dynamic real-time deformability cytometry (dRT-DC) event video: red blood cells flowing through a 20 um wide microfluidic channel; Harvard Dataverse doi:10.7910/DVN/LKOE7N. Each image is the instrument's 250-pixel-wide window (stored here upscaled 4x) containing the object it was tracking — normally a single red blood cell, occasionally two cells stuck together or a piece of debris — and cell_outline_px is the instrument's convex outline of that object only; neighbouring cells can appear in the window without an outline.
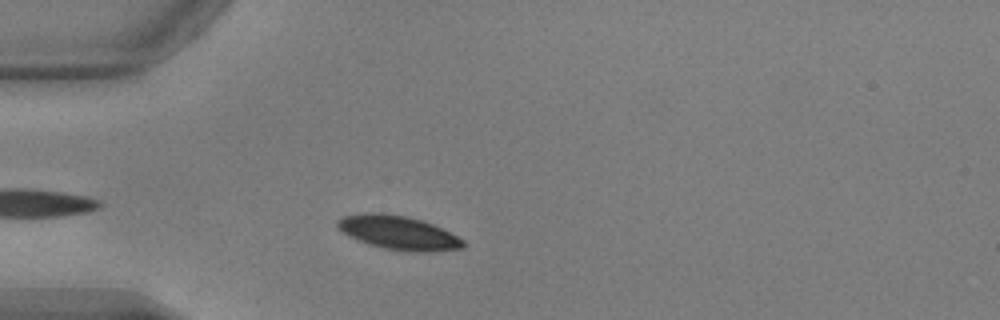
{"species": "common noctule bat (a hibernating species)", "species_latin": "Nyctalus noctula", "temperature_condition": "warm", "stored_images_in_passage": 38, "camera_frame_rate_fps": 3000, "um_per_image_px": 0.085, "animal": {"sex": "male", "body_mass_g": 17.9, "forearm_length_mm": 54.2}, "frame": {"image": 1, "passage_image": 4, "time_ms": 1.0, "image_size_px": [1000, 320], "cell_outline_px": [[464, 248], [432, 252], [412, 252], [384, 248], [368, 244], [348, 236], [340, 232], [336, 228], [336, 220], [344, 216], [364, 212], [380, 212], [408, 216], [432, 224], [464, 240]], "centroid_in_image_um": [33.8, 19.77], "position_along_channel_um": 51.2, "area_um2": 24.97}}
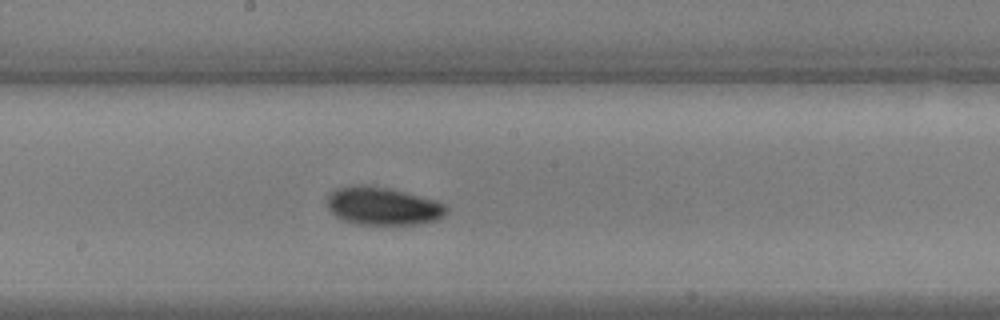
{"frame": {"image": 2, "passage_image": 18, "time_ms": 5.667, "image_size_px": [1000, 320], "cell_outline_px": [[448, 212], [440, 220], [416, 224], [356, 224], [344, 220], [336, 216], [328, 208], [328, 196], [336, 188], [360, 184], [368, 184], [392, 188], [436, 200], [444, 204], [448, 208]], "centroid_in_image_um": [32.59, 17.5], "position_along_channel_um": 215.6, "area_um2": 26.65}}
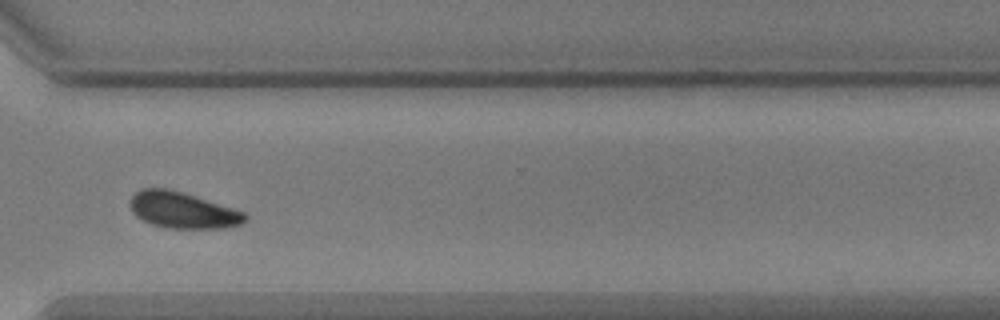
{"frame": {"image": 3, "passage_image": 29, "time_ms": 9.333, "image_size_px": [1000, 320], "cell_outline_px": [[248, 220], [244, 224], [224, 228], [164, 228], [152, 224], [136, 216], [132, 212], [128, 204], [132, 196], [140, 188], [164, 188], [184, 192], [244, 212], [248, 216]], "centroid_in_image_um": [15.53, 17.87], "position_along_channel_um": 355.1, "area_um2": 24.45}, "authors_computed_cell_mechanics": {"area_um2": 24.7962, "velocity_mm_per_s": 3.794, "shape_relaxation_time_tau1_ms": 2.0279, "shape_relaxation_time_tau2_ms": null, "deformation_change_tau1": 0.0881, "deformation_change_tau2": null}}